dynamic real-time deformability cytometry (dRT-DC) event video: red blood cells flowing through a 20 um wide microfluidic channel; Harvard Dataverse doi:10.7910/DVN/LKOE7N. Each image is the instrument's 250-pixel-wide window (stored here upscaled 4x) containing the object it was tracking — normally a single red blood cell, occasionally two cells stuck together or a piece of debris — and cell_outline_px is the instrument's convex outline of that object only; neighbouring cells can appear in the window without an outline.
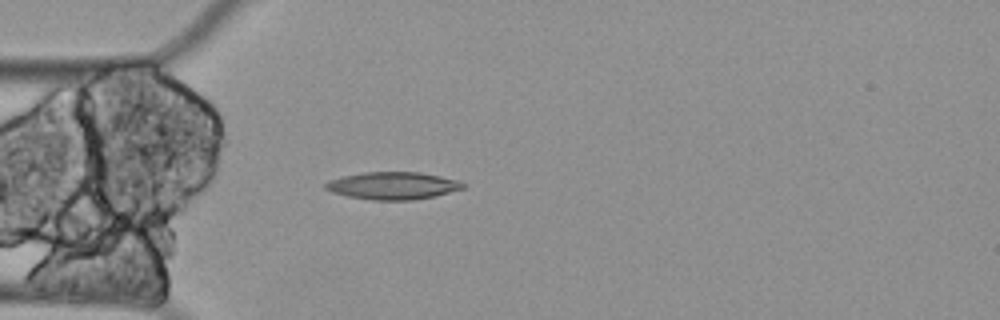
{"species": "Egyptian fruit bat (a non-hibernating species)", "species_latin": "Rousettus aegyptiacus", "temperature_condition": "cold", "stored_images_in_passage": 59, "camera_frame_rate_fps": 3000, "um_per_image_px": 0.085, "animal": {"sex": "female"}, "frame": {"image": 1, "passage_image": 16, "time_ms": 5.0, "image_size_px": [1000, 320], "cell_outline_px": [[464, 188], [436, 196], [412, 200], [372, 200], [348, 196], [332, 192], [324, 188], [324, 184], [328, 180], [344, 176], [364, 172], [420, 172], [440, 176], [456, 180], [464, 184]], "centroid_in_image_um": [33.37, 15.78], "position_along_channel_um": 51.6, "area_um2": 21.91}}
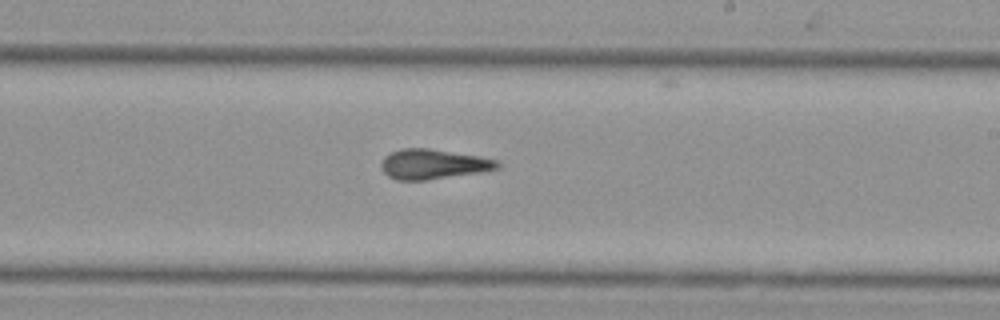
{"frame": {"image": 2, "passage_image": 34, "time_ms": 11.0, "image_size_px": [1000, 320], "cell_outline_px": [[500, 168], [480, 172], [424, 180], [396, 180], [388, 176], [384, 172], [380, 164], [384, 156], [400, 148], [428, 148], [480, 156], [500, 160]], "centroid_in_image_um": [36.83, 13.94], "position_along_channel_um": 252.2, "area_um2": 20.29}}
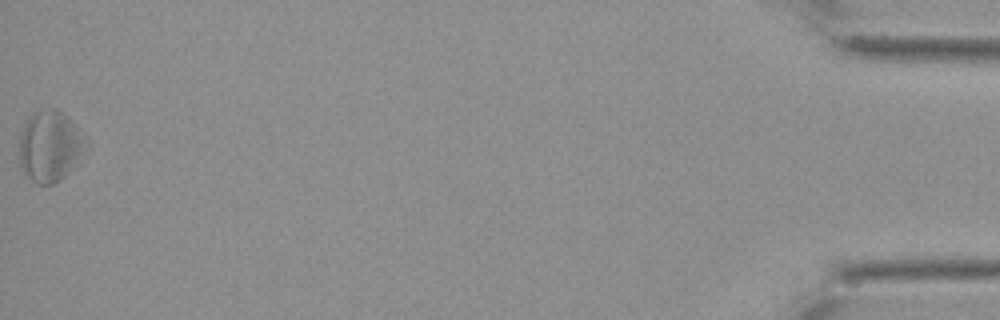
{"frame": {"image": 3, "passage_image": 59, "time_ms": 19.333, "image_size_px": [1000, 320], "cell_outline_px": [[92, 144], [60, 180], [52, 184], [40, 184], [32, 180], [24, 172], [20, 160], [20, 136], [24, 124], [28, 116], [32, 112], [44, 108], [56, 108], [68, 116]], "centroid_in_image_um": [4.29, 12.37], "position_along_channel_um": 430.9, "area_um2": 27.74}, "authors_computed_cell_mechanics": {"area_um2": 21.2704, "velocity_mm_per_s": 3.3066, "shape_relaxation_time_tau1_ms": null, "shape_relaxation_time_tau2_ms": 6.2856, "deformation_change_tau1": null, "deformation_change_tau2": 0.1393}}